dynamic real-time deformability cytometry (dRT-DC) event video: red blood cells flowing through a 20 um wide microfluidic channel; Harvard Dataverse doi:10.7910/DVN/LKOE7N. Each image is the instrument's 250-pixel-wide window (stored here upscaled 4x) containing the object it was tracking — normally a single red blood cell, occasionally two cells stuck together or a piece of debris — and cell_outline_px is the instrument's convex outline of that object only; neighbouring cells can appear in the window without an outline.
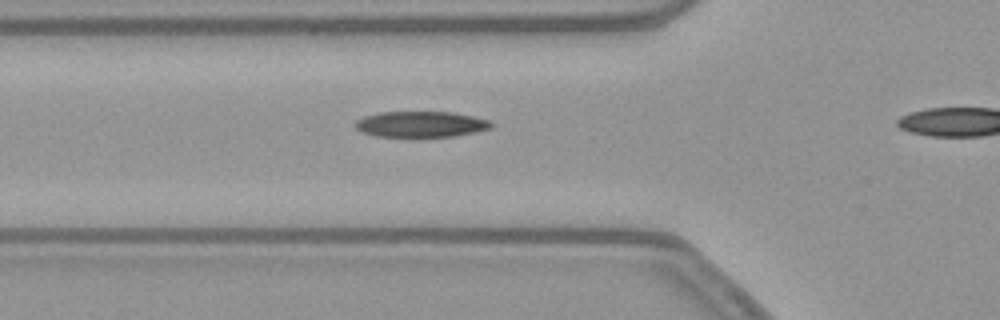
{"species": "common noctule bat (a hibernating species)", "species_latin": "Nyctalus noctula", "temperature_condition": "warm", "stored_images_in_passage": 12, "camera_frame_rate_fps": 3000, "um_per_image_px": 0.085, "animal": {"sex": "female", "body_mass_g": 21.9}, "frame": {"image": 1, "passage_image": 4, "time_ms": 1.0, "image_size_px": [1000, 320], "cell_outline_px": [[492, 128], [476, 132], [456, 136], [376, 136], [360, 132], [356, 128], [356, 120], [364, 116], [380, 112], [452, 112], [492, 120]], "centroid_in_image_um": [35.8, 10.55], "position_along_channel_um": 90.0, "area_um2": 20.46}}
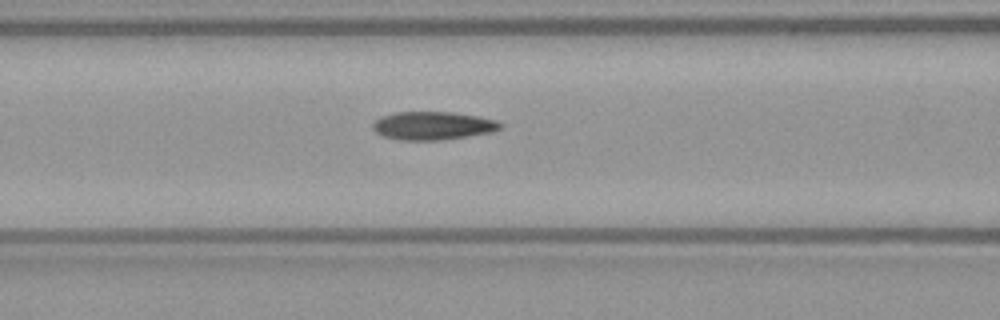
{"frame": {"image": 2, "passage_image": 7, "time_ms": 2.0, "image_size_px": [1000, 320], "cell_outline_px": [[504, 124], [500, 128], [492, 132], [468, 136], [440, 140], [400, 140], [384, 136], [376, 132], [372, 128], [372, 124], [380, 116], [396, 112], [452, 112], [480, 116], [496, 120]], "centroid_in_image_um": [36.8, 10.68], "position_along_channel_um": 129.8, "area_um2": 21.04}}
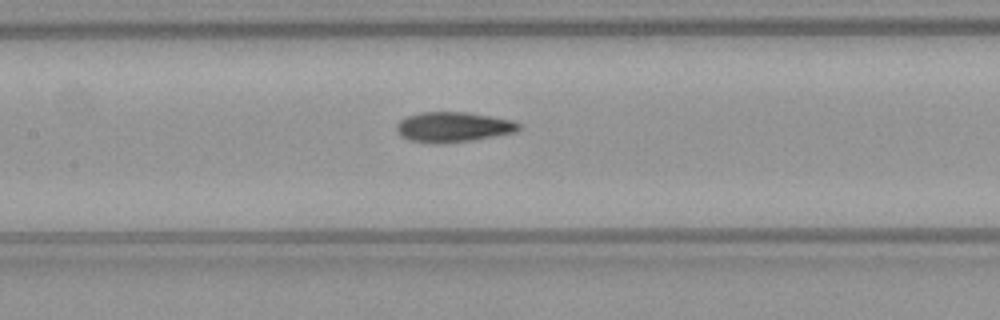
{"frame": {"image": 3, "passage_image": 10, "time_ms": 3.0, "image_size_px": [1000, 320], "cell_outline_px": [[520, 128], [516, 132], [472, 140], [444, 144], [428, 144], [408, 140], [400, 136], [396, 132], [396, 124], [404, 116], [420, 112], [468, 112], [512, 120], [520, 124]], "centroid_in_image_um": [38.45, 10.81], "position_along_channel_um": 169.0, "area_um2": 21.85}}